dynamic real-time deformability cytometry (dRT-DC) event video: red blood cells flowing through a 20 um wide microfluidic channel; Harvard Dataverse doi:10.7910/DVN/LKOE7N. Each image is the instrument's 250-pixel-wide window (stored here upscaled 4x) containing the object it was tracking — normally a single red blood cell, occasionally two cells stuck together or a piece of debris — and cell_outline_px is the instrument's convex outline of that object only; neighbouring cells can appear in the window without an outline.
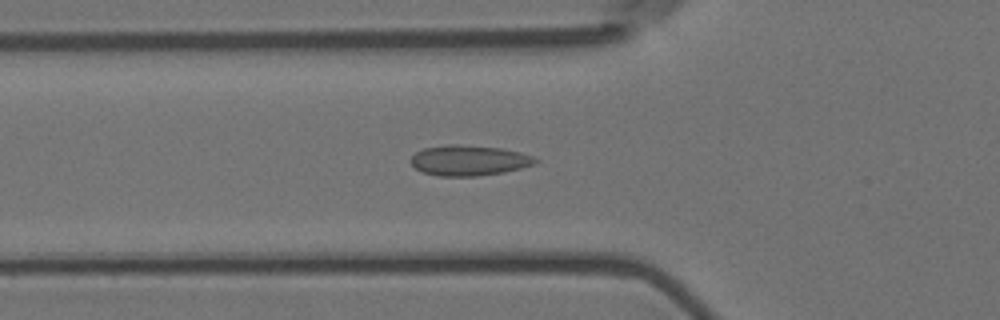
{"species": "Egyptian fruit bat (a non-hibernating species)", "species_latin": "Rousettus aegyptiacus", "temperature_condition": "room temperature", "stored_images_in_passage": 43, "camera_frame_rate_fps": 3000, "um_per_image_px": 0.085, "animal": {"sex": "female"}, "frame": {"image": 1, "passage_image": 6, "time_ms": 1.667, "image_size_px": [1000, 320], "cell_outline_px": [[540, 160], [536, 164], [504, 172], [476, 176], [440, 176], [420, 172], [408, 160], [416, 152], [424, 148], [448, 144], [456, 144], [500, 148], [520, 152], [532, 156]], "centroid_in_image_um": [39.84, 13.64], "position_along_channel_um": 86.0, "area_um2": 22.14}}
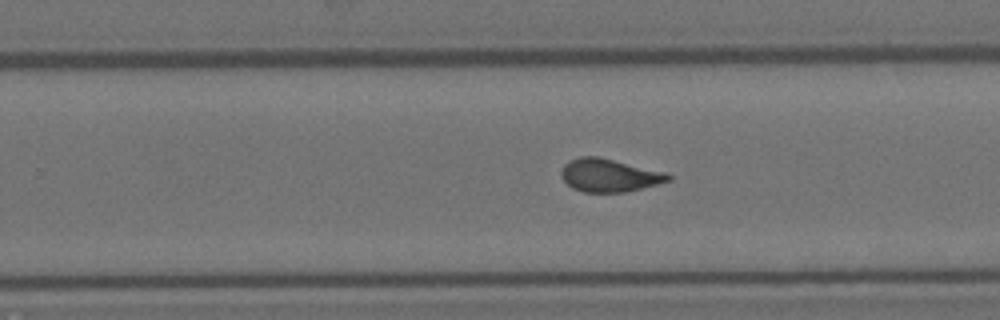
{"frame": {"image": 2, "passage_image": 22, "time_ms": 7.0, "image_size_px": [1000, 320], "cell_outline_px": [[672, 180], [624, 192], [584, 192], [572, 188], [564, 180], [560, 172], [564, 164], [568, 160], [580, 156], [596, 156], [668, 172], [672, 176]], "centroid_in_image_um": [51.79, 14.89], "position_along_channel_um": 278.0, "area_um2": 20.58}}
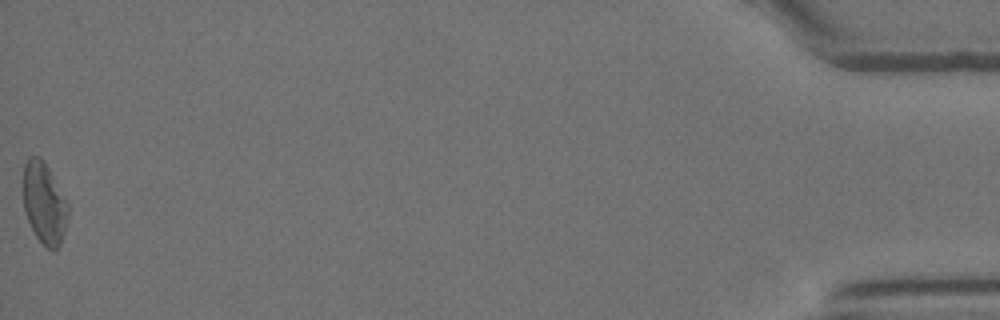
{"frame": {"image": 3, "passage_image": 43, "time_ms": 14.0, "image_size_px": [1000, 320], "cell_outline_px": [[68, 216], [64, 232], [60, 244], [56, 248], [48, 248], [36, 236], [28, 220], [24, 208], [24, 164], [28, 156], [40, 156], [44, 160], [68, 200]], "centroid_in_image_um": [3.78, 17.21], "position_along_channel_um": 431.4, "area_um2": 21.21}, "authors_computed_cell_mechanics": {"area_um2": 20.7502, "velocity_mm_per_s": 3.601, "shape_relaxation_time_tau1_ms": null, "shape_relaxation_time_tau2_ms": 0.9977, "deformation_change_tau1": null, "deformation_change_tau2": 0.0821}}